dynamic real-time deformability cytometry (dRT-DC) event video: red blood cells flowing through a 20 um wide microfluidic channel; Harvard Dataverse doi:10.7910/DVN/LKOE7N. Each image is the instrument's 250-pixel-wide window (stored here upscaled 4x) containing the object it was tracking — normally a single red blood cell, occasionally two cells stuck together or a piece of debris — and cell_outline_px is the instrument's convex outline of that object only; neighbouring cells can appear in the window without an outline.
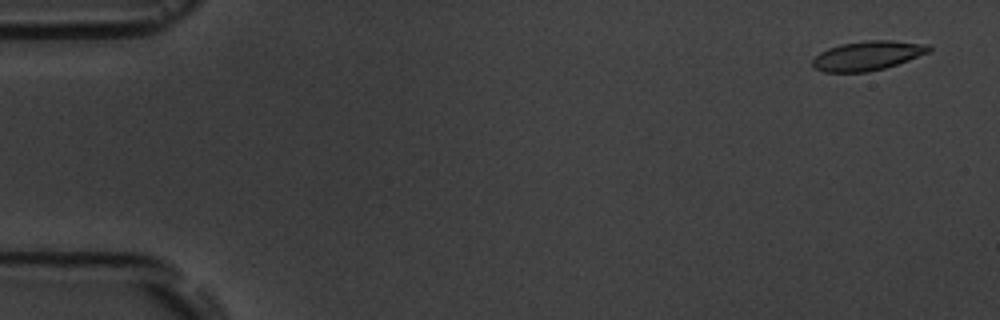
{"species": "common noctule bat (a hibernating species)", "species_latin": "Nyctalus noctula", "temperature_condition": "room temperature", "stored_images_in_passage": 5, "camera_frame_rate_fps": 3000, "um_per_image_px": 0.085, "animal": {"sex": "male", "body_mass_g": 19.5, "forearm_length_mm": 54.6}, "frame": {"image": 1, "passage_image": 1, "time_ms": 0.0, "image_size_px": [1000, 320], "cell_outline_px": [[932, 48], [928, 52], [908, 60], [884, 68], [868, 72], [824, 72], [812, 68], [812, 60], [820, 52], [828, 48], [840, 44], [864, 40], [892, 40], [928, 44]], "centroid_in_image_um": [73.7, 4.73], "position_along_channel_um": 11.3, "area_um2": 19.94}}
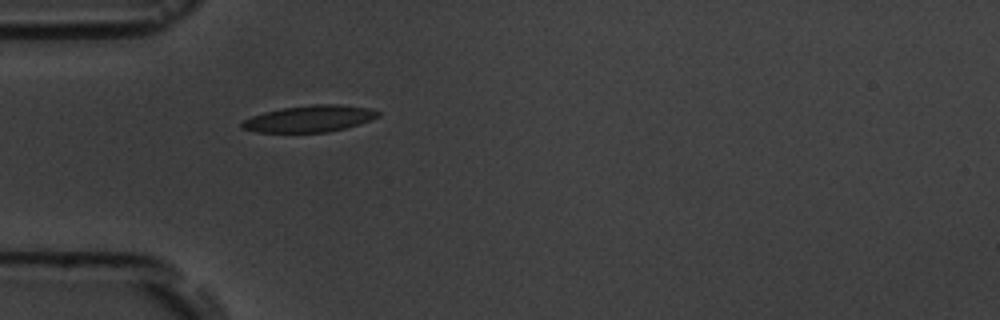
{"frame": {"image": 2, "passage_image": 5, "time_ms": 4.667, "image_size_px": [1000, 320], "cell_outline_px": [[380, 116], [344, 128], [328, 132], [256, 132], [240, 128], [240, 124], [244, 120], [252, 116], [264, 112], [284, 108], [312, 104], [336, 104], [368, 108], [380, 112]], "centroid_in_image_um": [26.26, 10.09], "position_along_channel_um": 58.7, "area_um2": 20.81}}